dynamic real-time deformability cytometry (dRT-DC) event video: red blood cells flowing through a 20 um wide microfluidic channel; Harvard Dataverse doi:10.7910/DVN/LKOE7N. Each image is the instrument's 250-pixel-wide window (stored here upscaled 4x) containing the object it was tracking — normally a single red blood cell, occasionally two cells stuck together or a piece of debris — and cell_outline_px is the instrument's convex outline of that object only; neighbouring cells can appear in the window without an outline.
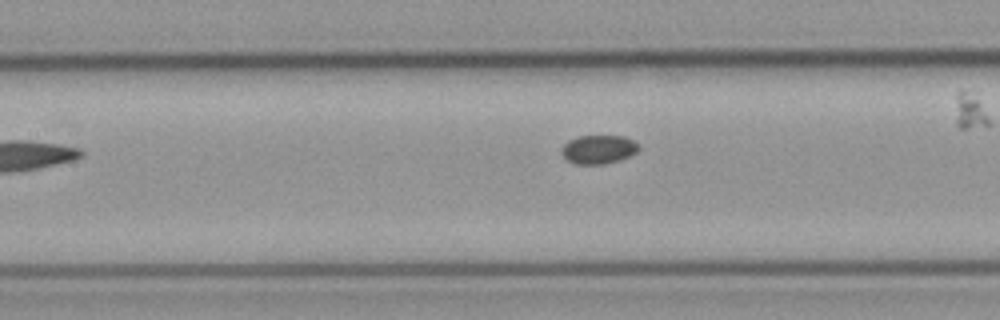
{"species": "common noctule bat (a hibernating species)", "species_latin": "Nyctalus noctula", "temperature_condition": "cold", "stored_images_in_passage": 5, "camera_frame_rate_fps": 3000, "um_per_image_px": 0.085, "animal": {"sex": "male", "body_mass_g": 23.1, "forearm_length_mm": 52.7}, "frame": {"image": 1, "passage_image": 4, "time_ms": 3.667, "image_size_px": [1000, 320], "cell_outline_px": [[640, 148], [636, 152], [620, 160], [604, 164], [576, 164], [568, 160], [560, 152], [560, 148], [568, 140], [576, 136], [624, 136], [632, 140]], "centroid_in_image_um": [50.83, 12.69], "position_along_channel_um": 156.6, "area_um2": 12.89}}